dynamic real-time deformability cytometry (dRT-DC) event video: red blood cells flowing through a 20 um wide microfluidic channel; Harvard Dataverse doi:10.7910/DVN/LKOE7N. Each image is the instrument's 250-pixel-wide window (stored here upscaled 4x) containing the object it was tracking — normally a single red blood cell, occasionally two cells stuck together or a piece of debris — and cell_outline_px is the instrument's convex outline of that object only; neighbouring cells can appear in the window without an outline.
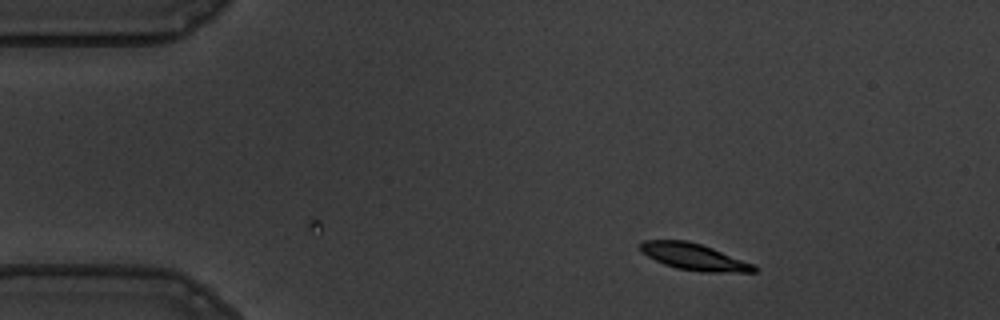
{"species": "common noctule bat (a hibernating species)", "species_latin": "Nyctalus noctula", "temperature_condition": "warm", "stored_images_in_passage": 30, "camera_frame_rate_fps": 3000, "um_per_image_px": 0.085, "animal": {"sex": "male", "body_mass_g": 19.5, "forearm_length_mm": 54.6}, "frame": {"image": 1, "passage_image": 1, "time_ms": 0.0, "image_size_px": [1000, 320], "cell_outline_px": [[760, 268], [756, 272], [700, 272], [676, 268], [664, 264], [640, 252], [640, 244], [644, 240], [688, 240], [712, 248], [756, 264]], "centroid_in_image_um": [59.04, 21.84], "position_along_channel_um": 26.0, "area_um2": 17.8}}
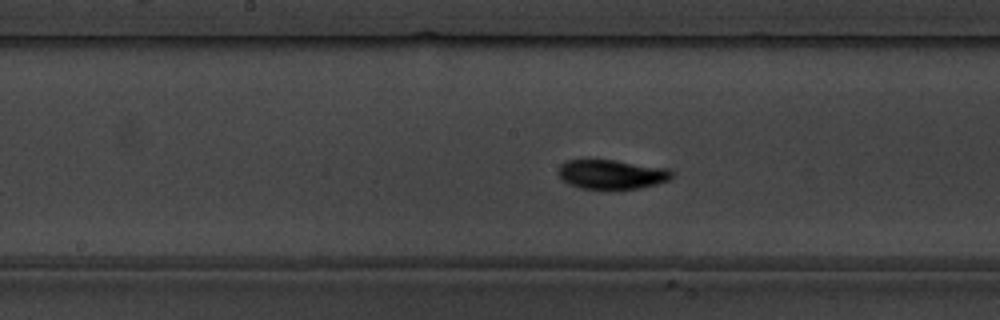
{"frame": {"image": 2, "passage_image": 21, "time_ms": 6.667, "image_size_px": [1000, 320], "cell_outline_px": [[672, 176], [668, 180], [656, 184], [640, 188], [580, 188], [568, 184], [560, 180], [556, 172], [560, 164], [568, 160], [616, 160], [668, 168], [672, 172]], "centroid_in_image_um": [51.94, 14.81], "position_along_channel_um": 196.3, "area_um2": 19.42}}
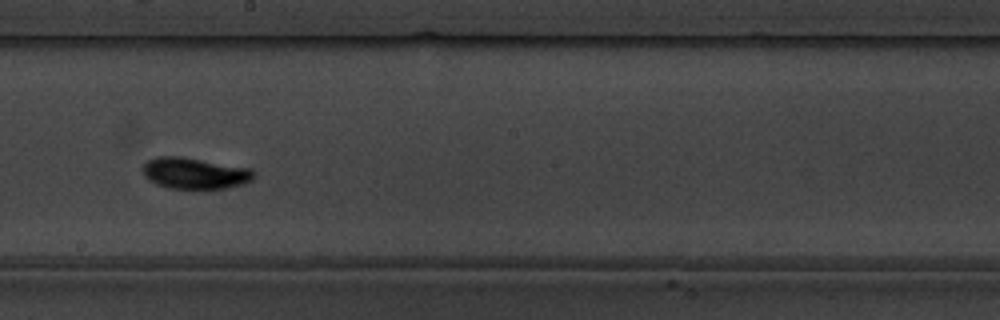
{"frame": {"image": 3, "passage_image": 24, "time_ms": 7.667, "image_size_px": [1000, 320], "cell_outline_px": [[256, 176], [252, 180], [244, 184], [224, 188], [168, 188], [156, 184], [148, 180], [144, 176], [140, 168], [148, 160], [156, 156], [180, 156], [252, 168], [256, 172]], "centroid_in_image_um": [16.55, 14.71], "position_along_channel_um": 231.6, "area_um2": 20.52}}